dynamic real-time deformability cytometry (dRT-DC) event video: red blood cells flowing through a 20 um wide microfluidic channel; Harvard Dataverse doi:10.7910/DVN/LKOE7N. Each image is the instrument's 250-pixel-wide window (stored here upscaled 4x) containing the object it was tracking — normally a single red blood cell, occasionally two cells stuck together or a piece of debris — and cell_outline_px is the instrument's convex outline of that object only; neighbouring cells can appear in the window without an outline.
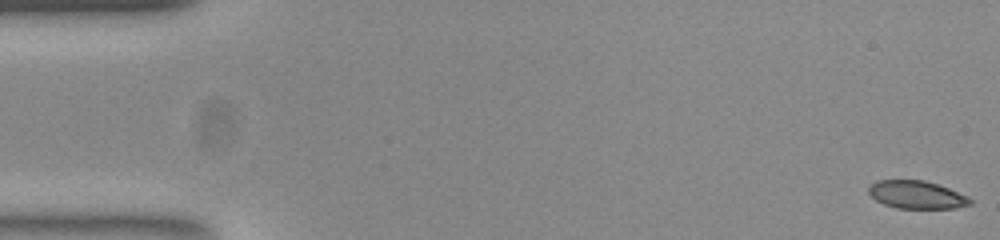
{"species": "common noctule bat (a hibernating species)", "species_latin": "Nyctalus noctula", "temperature_condition": "room temperature", "stored_images_in_passage": 53, "camera_frame_rate_fps": 3000, "um_per_image_px": 0.085, "animal": {"sex": "female", "body_mass_g": 23.0, "forearm_length_mm": 53.4}, "frame": {"image": 1, "passage_image": 1, "time_ms": 0.0, "image_size_px": [1000, 240], "cell_outline_px": [[972, 204], [956, 208], [896, 208], [884, 204], [876, 200], [868, 192], [868, 188], [876, 180], [924, 180], [948, 188], [968, 196], [972, 200]], "centroid_in_image_um": [77.92, 16.55], "position_along_channel_um": 7.1, "area_um2": 16.42}}
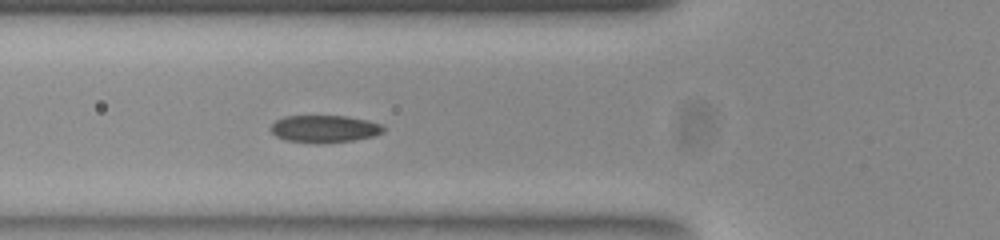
{"frame": {"image": 2, "passage_image": 19, "time_ms": 6.0, "image_size_px": [1000, 240], "cell_outline_px": [[384, 132], [372, 136], [352, 140], [320, 144], [284, 140], [276, 136], [272, 132], [272, 124], [276, 120], [284, 116], [348, 116], [368, 120], [380, 124], [384, 128]], "centroid_in_image_um": [27.57, 10.95], "position_along_channel_um": 98.2, "area_um2": 17.92}}
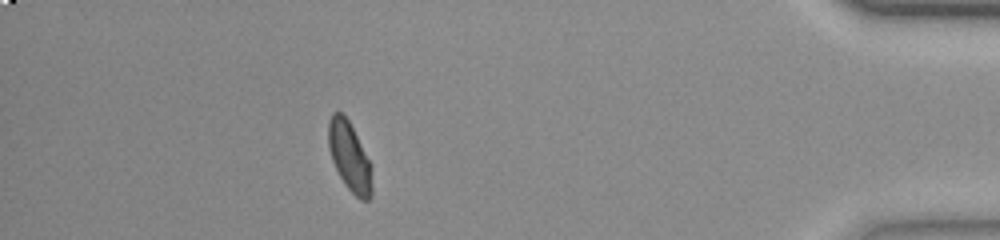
{"frame": {"image": 3, "passage_image": 47, "time_ms": 15.333, "image_size_px": [1000, 240], "cell_outline_px": [[372, 196], [368, 200], [360, 200], [348, 188], [340, 176], [332, 160], [328, 148], [328, 120], [332, 112], [340, 112], [348, 120], [372, 164]], "centroid_in_image_um": [29.72, 13.32], "position_along_channel_um": 405.5, "area_um2": 17.63}, "authors_computed_cell_mechanics": {"area_um2": 17.918, "velocity_mm_per_s": 3.865, "shape_relaxation_time_tau1_ms": 4.3462, "shape_relaxation_time_tau2_ms": 0.9835, "deformation_change_tau1": 0.1404, "deformation_change_tau2": 0.0546}}